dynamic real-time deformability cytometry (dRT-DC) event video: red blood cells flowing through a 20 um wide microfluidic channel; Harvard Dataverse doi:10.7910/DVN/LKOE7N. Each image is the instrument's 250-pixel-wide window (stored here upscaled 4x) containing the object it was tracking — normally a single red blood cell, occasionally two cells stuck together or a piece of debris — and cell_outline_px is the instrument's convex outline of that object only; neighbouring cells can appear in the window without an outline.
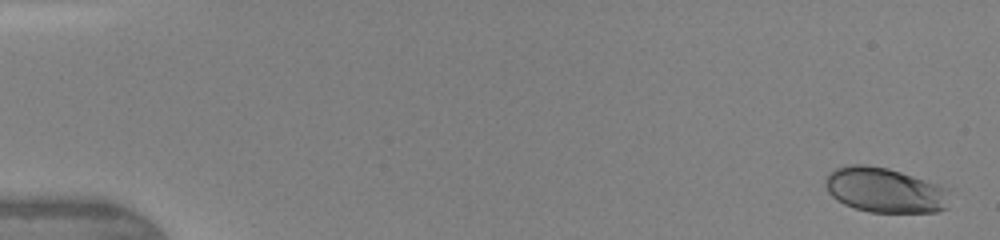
{"species": "human", "species_latin": "Homo sapiens", "temperature_condition": "warm", "stored_images_in_passage": 47, "camera_frame_rate_fps": 3000, "um_per_image_px": 0.085, "donor": {"sex": "female"}, "frame": {"image": 1, "passage_image": 2, "time_ms": 0.333, "image_size_px": [1000, 240], "cell_outline_px": [[948, 208], [936, 212], [868, 212], [844, 204], [836, 200], [828, 192], [824, 184], [824, 180], [828, 172], [836, 168], [848, 164], [864, 164], [888, 168], [948, 188]], "centroid_in_image_um": [75.17, 16.16], "position_along_channel_um": 9.8, "area_um2": 32.66}}
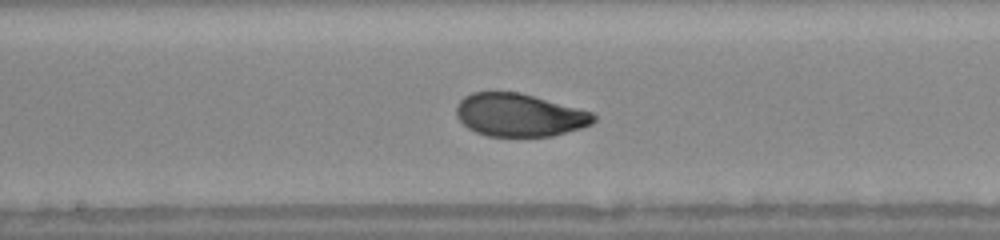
{"frame": {"image": 2, "passage_image": 26, "time_ms": 8.333, "image_size_px": [1000, 240], "cell_outline_px": [[596, 120], [592, 124], [580, 128], [552, 136], [488, 136], [476, 132], [468, 128], [456, 116], [456, 104], [464, 96], [472, 92], [520, 92], [592, 112], [596, 116]], "centroid_in_image_um": [44.13, 9.77], "position_along_channel_um": 204.1, "area_um2": 34.28}}
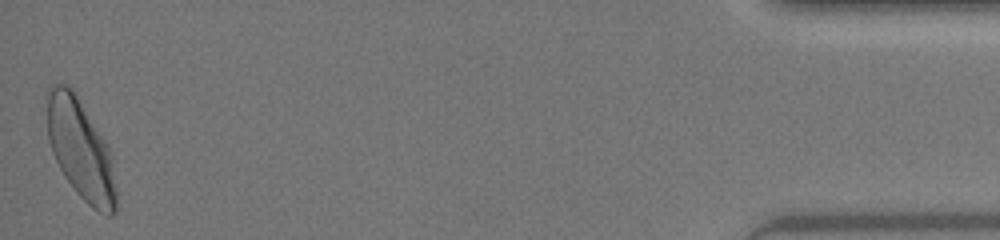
{"frame": {"image": 3, "passage_image": 47, "time_ms": 15.333, "image_size_px": [1000, 240], "cell_outline_px": [[116, 212], [112, 216], [108, 216], [92, 208], [76, 192], [64, 176], [52, 152], [48, 140], [44, 92], [52, 84], [64, 84], [72, 88], [108, 144], [116, 192]], "centroid_in_image_um": [6.8, 12.65], "position_along_channel_um": 428.4, "area_um2": 40.58}, "authors_computed_cell_mechanics": {"area_um2": 34.6222, "velocity_mm_per_s": 4.3723, "shape_relaxation_time_tau1_ms": 3.021, "shape_relaxation_time_tau2_ms": null, "deformation_change_tau1": 0.1564, "deformation_change_tau2": null}}